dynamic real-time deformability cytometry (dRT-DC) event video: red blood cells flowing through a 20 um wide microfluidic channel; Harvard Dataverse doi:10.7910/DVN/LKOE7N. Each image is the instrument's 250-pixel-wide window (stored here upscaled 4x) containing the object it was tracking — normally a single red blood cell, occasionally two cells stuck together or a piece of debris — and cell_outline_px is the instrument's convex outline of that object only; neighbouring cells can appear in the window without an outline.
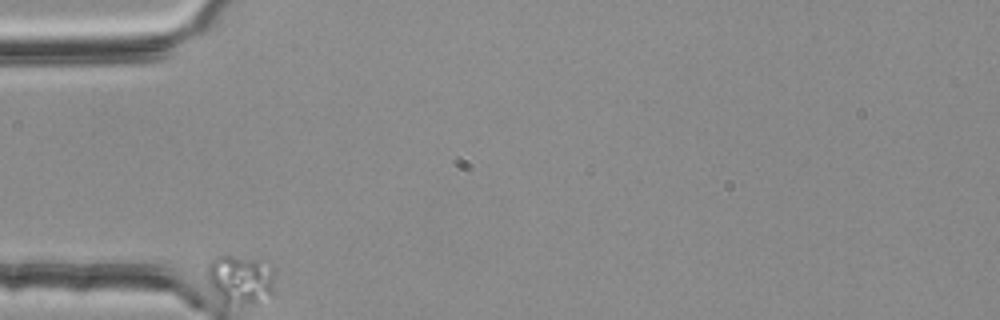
{"species": "common noctule bat (a hibernating species)", "species_latin": "Nyctalus noctula", "temperature_condition": "room temperature", "stored_images_in_passage": 37, "camera_frame_rate_fps": 3000, "um_per_image_px": 0.085, "animal": {"sex": "female", "body_mass_g": 25.1}, "frame": {"image": 1, "passage_image": 1, "time_ms": 0.0, "image_size_px": [1000, 320], "cell_outline_px": [[272, 296], [256, 304], [224, 304], [208, 280], [208, 264], [216, 256], [232, 256], [260, 260], [272, 268]], "centroid_in_image_um": [20.44, 23.78], "position_along_channel_um": 64.6, "area_um2": 19.02}}